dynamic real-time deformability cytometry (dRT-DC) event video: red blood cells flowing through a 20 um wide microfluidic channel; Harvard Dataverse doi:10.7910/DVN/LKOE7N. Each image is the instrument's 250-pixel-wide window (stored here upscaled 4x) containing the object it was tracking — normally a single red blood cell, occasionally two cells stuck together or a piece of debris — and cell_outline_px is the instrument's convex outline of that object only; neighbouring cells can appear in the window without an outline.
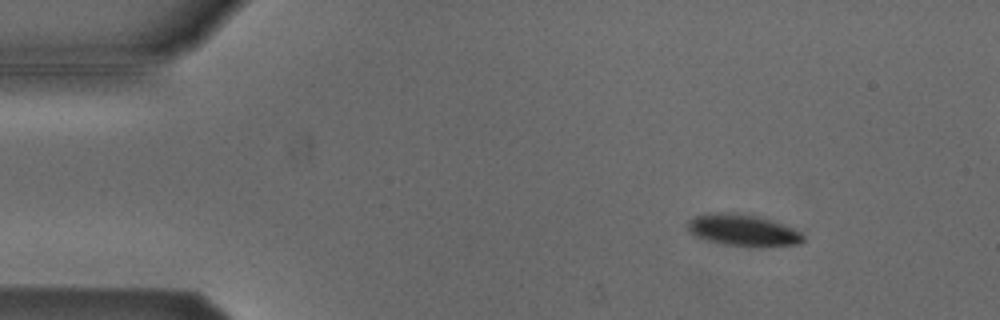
{"species": "Egyptian fruit bat (a non-hibernating species)", "species_latin": "Rousettus aegyptiacus", "temperature_condition": "cold", "stored_images_in_passage": 5, "camera_frame_rate_fps": 3000, "um_per_image_px": 0.085, "animal": {"sex": "male"}, "frame": {"image": 1, "passage_image": 2, "time_ms": 0.333, "image_size_px": [1000, 320], "cell_outline_px": [[804, 240], [800, 244], [768, 248], [760, 248], [724, 244], [708, 240], [696, 236], [688, 228], [688, 220], [696, 216], [724, 212], [740, 212], [756, 216], [792, 228], [800, 232], [804, 236]], "centroid_in_image_um": [63.21, 19.6], "position_along_channel_um": 21.8, "area_um2": 21.27}}